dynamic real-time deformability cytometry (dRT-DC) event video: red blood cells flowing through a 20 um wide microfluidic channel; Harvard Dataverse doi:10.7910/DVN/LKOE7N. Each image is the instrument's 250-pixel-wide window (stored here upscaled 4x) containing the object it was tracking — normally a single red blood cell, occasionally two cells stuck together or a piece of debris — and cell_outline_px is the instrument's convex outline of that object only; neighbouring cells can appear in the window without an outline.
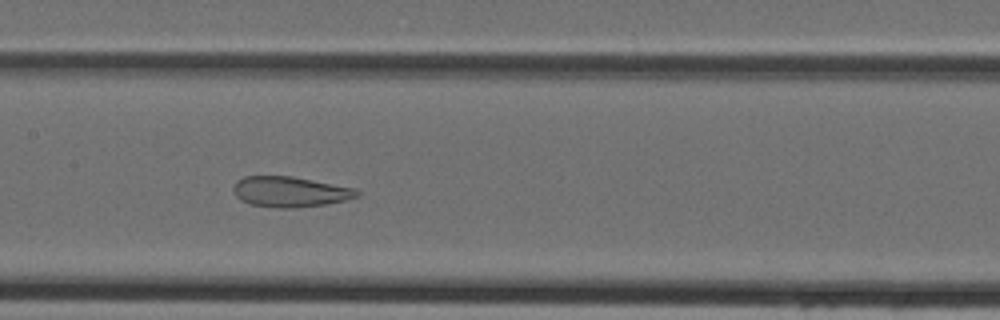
{"species": "Egyptian fruit bat (a non-hibernating species)", "species_latin": "Rousettus aegyptiacus", "temperature_condition": "cold", "stored_images_in_passage": 45, "camera_frame_rate_fps": 3000, "um_per_image_px": 0.085, "animal": {"sex": "female"}, "frame": {"image": 1, "passage_image": 22, "time_ms": 7.0, "image_size_px": [1000, 320], "cell_outline_px": [[360, 196], [344, 200], [324, 204], [296, 208], [276, 208], [252, 204], [240, 200], [236, 196], [232, 188], [236, 180], [244, 176], [292, 176], [356, 188], [360, 192]], "centroid_in_image_um": [24.64, 16.29], "position_along_channel_um": 182.8, "area_um2": 22.02}}
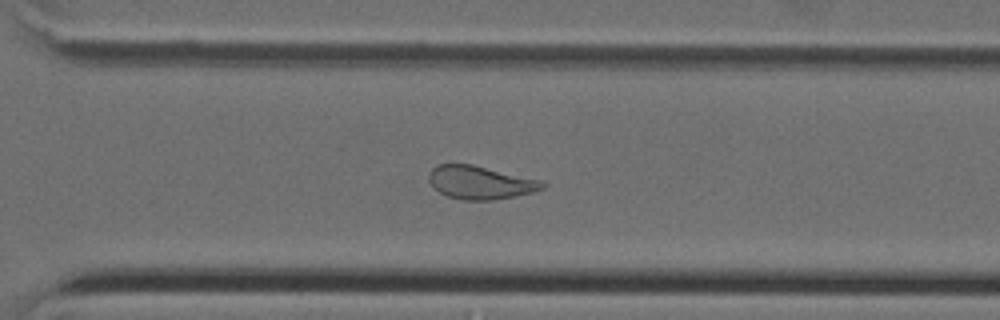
{"frame": {"image": 2, "passage_image": 32, "time_ms": 10.333, "image_size_px": [1000, 320], "cell_outline_px": [[548, 184], [544, 188], [532, 192], [516, 196], [492, 200], [464, 200], [448, 196], [432, 188], [428, 180], [428, 172], [436, 164], [472, 164], [544, 180]], "centroid_in_image_um": [40.84, 15.5], "position_along_channel_um": 329.8, "area_um2": 22.37}}
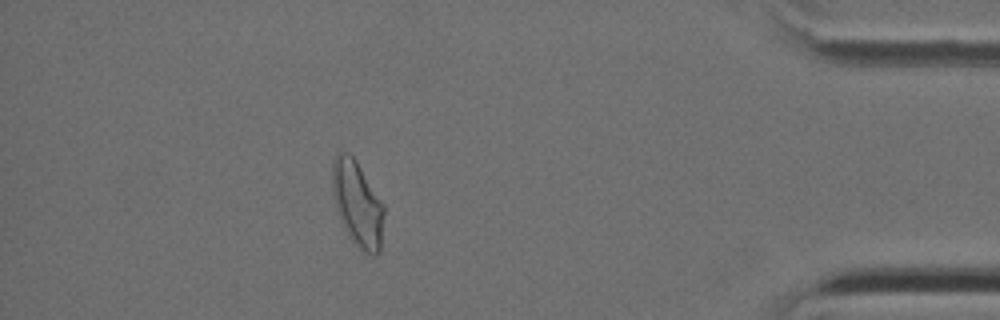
{"frame": {"image": 3, "passage_image": 40, "time_ms": 13.0, "image_size_px": [1000, 320], "cell_outline_px": [[384, 212], [380, 252], [376, 256], [372, 256], [364, 252], [348, 236], [340, 220], [336, 208], [332, 188], [332, 164], [336, 156], [340, 152], [348, 152], [356, 160], [384, 204]], "centroid_in_image_um": [30.39, 17.34], "position_along_channel_um": 404.8, "area_um2": 25.72}}